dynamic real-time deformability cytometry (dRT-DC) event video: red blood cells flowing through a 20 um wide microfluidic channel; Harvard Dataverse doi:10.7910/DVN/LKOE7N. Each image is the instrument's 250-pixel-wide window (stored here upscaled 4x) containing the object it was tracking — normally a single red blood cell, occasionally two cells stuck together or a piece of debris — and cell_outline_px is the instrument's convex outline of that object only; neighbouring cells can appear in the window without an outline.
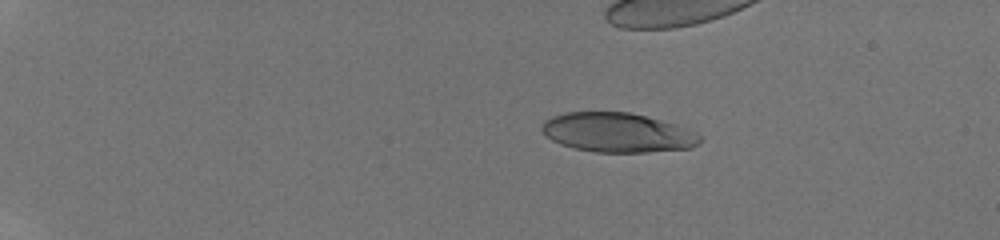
{"species": "human", "species_latin": "Homo sapiens", "temperature_condition": "room temperature", "stored_images_in_passage": 37, "camera_frame_rate_fps": 3000, "um_per_image_px": 0.085, "donor": {"sex": "male"}, "frame": {"image": 1, "passage_image": 6, "time_ms": 1.0, "image_size_px": [1000, 240], "cell_outline_px": [[704, 140], [700, 144], [692, 148], [648, 152], [596, 152], [576, 148], [560, 144], [552, 140], [540, 128], [544, 120], [552, 116], [564, 112], [628, 112], [676, 124], [696, 132], [704, 136]], "centroid_in_image_um": [52.54, 11.27], "position_along_channel_um": 32.5, "area_um2": 36.47}}
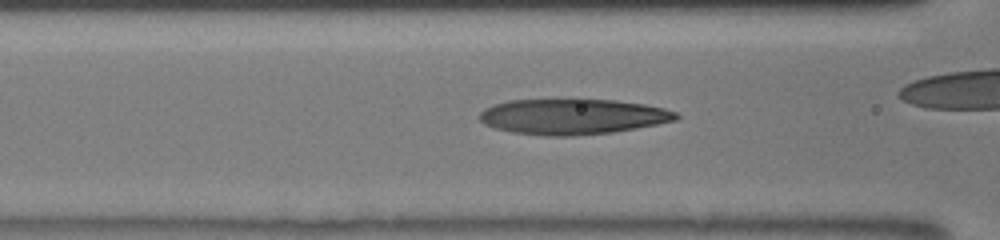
{"frame": {"image": 2, "passage_image": 27, "time_ms": 5.667, "image_size_px": [1000, 240], "cell_outline_px": [[680, 116], [676, 120], [636, 128], [612, 132], [572, 136], [548, 136], [512, 132], [496, 128], [484, 124], [480, 120], [480, 112], [484, 108], [492, 104], [508, 100], [616, 100], [644, 104], [664, 108], [676, 112]], "centroid_in_image_um": [48.66, 9.91], "position_along_channel_um": 117.9, "area_um2": 40.52}}